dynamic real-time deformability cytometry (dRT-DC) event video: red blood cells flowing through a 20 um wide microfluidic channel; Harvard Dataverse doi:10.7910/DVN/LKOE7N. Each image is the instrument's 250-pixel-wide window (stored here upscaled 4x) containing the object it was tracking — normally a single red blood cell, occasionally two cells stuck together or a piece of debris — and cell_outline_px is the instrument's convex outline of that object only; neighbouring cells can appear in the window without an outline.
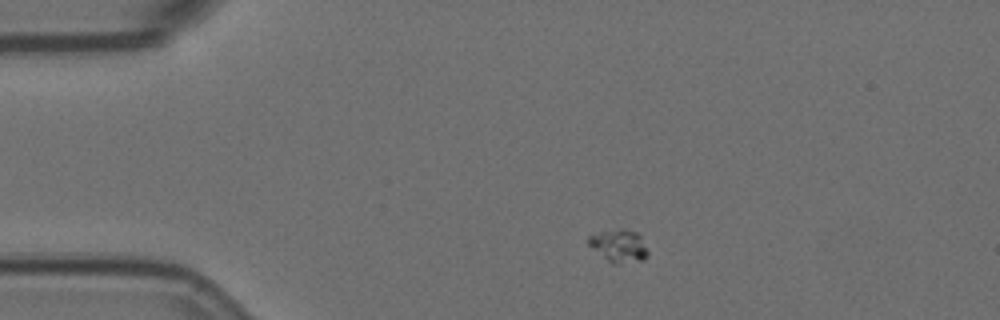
{"species": "Egyptian fruit bat (a non-hibernating species)", "species_latin": "Rousettus aegyptiacus", "temperature_condition": "room temperature", "stored_images_in_passage": 3, "camera_frame_rate_fps": 3000, "um_per_image_px": 0.085, "animal": {"sex": "female"}, "frame": {"image": 1, "passage_image": 1, "time_ms": 0.0, "image_size_px": [1000, 320], "cell_outline_px": [[648, 256], [644, 260], [616, 264], [612, 264], [588, 244], [584, 240], [588, 236], [600, 232], [620, 228], [624, 228], [640, 232], [648, 252]], "centroid_in_image_um": [52.63, 20.87], "position_along_channel_um": 32.4, "area_um2": 11.56}}